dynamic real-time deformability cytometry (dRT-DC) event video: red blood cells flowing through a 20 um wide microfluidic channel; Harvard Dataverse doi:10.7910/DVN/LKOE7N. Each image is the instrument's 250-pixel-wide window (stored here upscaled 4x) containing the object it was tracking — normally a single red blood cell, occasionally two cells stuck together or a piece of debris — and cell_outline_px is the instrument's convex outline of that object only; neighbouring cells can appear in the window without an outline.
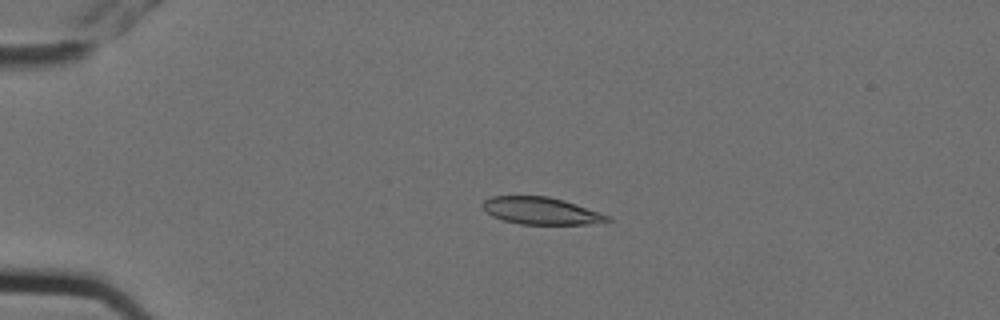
{"species": "Egyptian fruit bat (a non-hibernating species)", "species_latin": "Rousettus aegyptiacus", "temperature_condition": "cold", "stored_images_in_passage": 6, "camera_frame_rate_fps": 3000, "um_per_image_px": 0.085, "animal": {"sex": "female"}, "frame": {"image": 1, "passage_image": 4, "time_ms": 1.0, "image_size_px": [1000, 320], "cell_outline_px": [[612, 220], [588, 224], [520, 224], [504, 220], [492, 216], [480, 204], [484, 200], [492, 196], [548, 196], [564, 200], [600, 212], [608, 216]], "centroid_in_image_um": [45.97, 17.91], "position_along_channel_um": 39.0, "area_um2": 19.59}}